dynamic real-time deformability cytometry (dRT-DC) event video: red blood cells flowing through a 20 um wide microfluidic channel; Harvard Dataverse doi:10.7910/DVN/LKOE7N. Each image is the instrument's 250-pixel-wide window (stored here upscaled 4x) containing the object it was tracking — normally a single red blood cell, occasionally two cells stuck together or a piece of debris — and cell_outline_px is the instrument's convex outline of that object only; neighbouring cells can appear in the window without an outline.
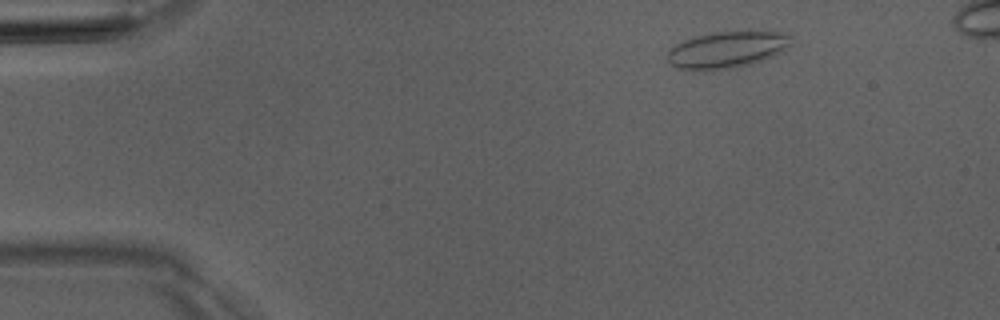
{"species": "Egyptian fruit bat (a non-hibernating species)", "species_latin": "Rousettus aegyptiacus", "temperature_condition": "room temperature", "stored_images_in_passage": 6, "camera_frame_rate_fps": 3000, "um_per_image_px": 0.085, "animal": {"sex": "male"}, "frame": {"image": 1, "passage_image": 2, "time_ms": 1.333, "image_size_px": [1000, 320], "cell_outline_px": [[792, 44], [780, 52], [772, 56], [752, 64], [736, 68], [676, 68], [668, 64], [668, 52], [676, 44], [692, 36], [712, 32], [788, 32], [792, 36]], "centroid_in_image_um": [61.83, 4.2], "position_along_channel_um": 23.2, "area_um2": 26.01}}